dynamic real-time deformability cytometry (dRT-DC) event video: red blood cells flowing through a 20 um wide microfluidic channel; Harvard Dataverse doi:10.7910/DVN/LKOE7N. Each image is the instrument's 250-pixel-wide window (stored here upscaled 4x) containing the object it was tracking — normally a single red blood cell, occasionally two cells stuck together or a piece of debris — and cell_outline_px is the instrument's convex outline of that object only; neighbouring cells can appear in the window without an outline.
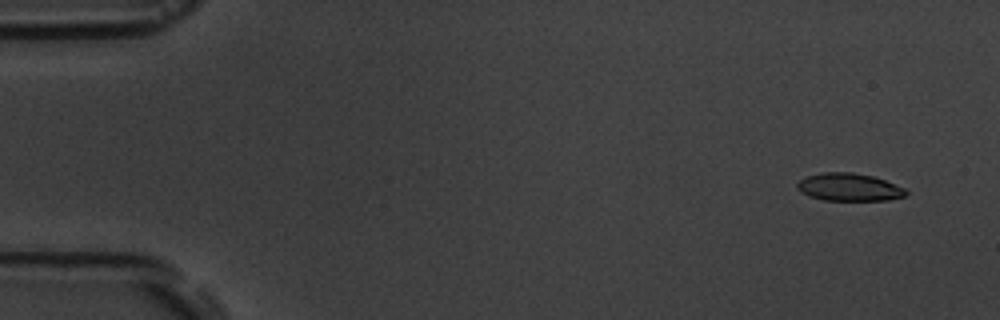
{"species": "common noctule bat (a hibernating species)", "species_latin": "Nyctalus noctula", "temperature_condition": "room temperature", "stored_images_in_passage": 5, "camera_frame_rate_fps": 3000, "um_per_image_px": 0.085, "animal": {"sex": "male", "body_mass_g": 19.5, "forearm_length_mm": 54.6}, "frame": {"image": 1, "passage_image": 1, "time_ms": 0.0, "image_size_px": [1000, 320], "cell_outline_px": [[908, 192], [904, 196], [888, 200], [824, 200], [808, 196], [800, 192], [796, 188], [796, 184], [800, 180], [808, 176], [824, 172], [852, 172], [872, 176], [884, 180], [904, 188]], "centroid_in_image_um": [72.14, 15.91], "position_along_channel_um": 12.9, "area_um2": 17.46}}
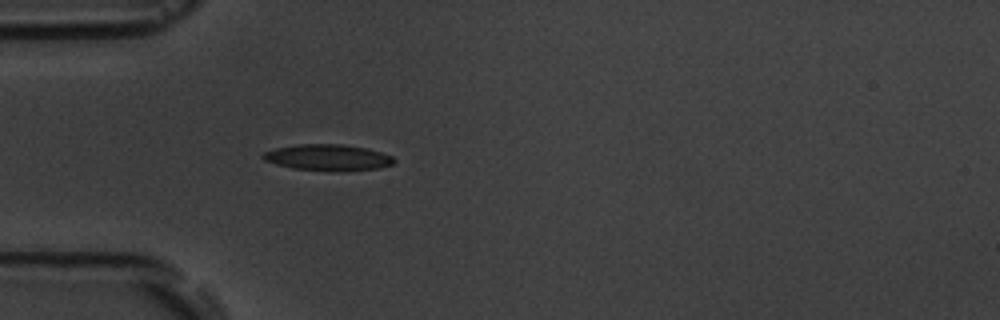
{"frame": {"image": 2, "passage_image": 5, "time_ms": 4.333, "image_size_px": [1000, 320], "cell_outline_px": [[396, 160], [392, 164], [380, 168], [328, 172], [292, 168], [276, 164], [264, 160], [260, 156], [264, 152], [276, 148], [296, 144], [340, 144], [364, 148], [380, 152], [392, 156]], "centroid_in_image_um": [27.84, 13.4], "position_along_channel_um": 57.2, "area_um2": 20.06}}